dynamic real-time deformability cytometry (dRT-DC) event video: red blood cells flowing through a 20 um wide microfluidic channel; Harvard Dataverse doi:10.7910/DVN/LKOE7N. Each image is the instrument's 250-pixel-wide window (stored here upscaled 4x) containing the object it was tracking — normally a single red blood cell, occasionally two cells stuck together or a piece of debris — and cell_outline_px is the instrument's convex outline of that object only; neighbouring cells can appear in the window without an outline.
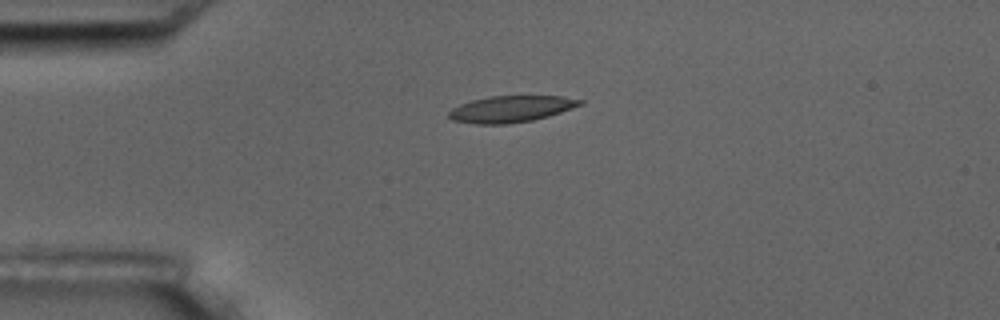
{"species": "common noctule bat (a hibernating species)", "species_latin": "Nyctalus noctula", "temperature_condition": "room temperature", "stored_images_in_passage": 5, "camera_frame_rate_fps": 3000, "um_per_image_px": 0.085, "animal": {"sex": "male", "body_mass_g": 17.5, "forearm_length_mm": 52.3}, "frame": {"image": 1, "passage_image": 4, "time_ms": 4.333, "image_size_px": [1000, 320], "cell_outline_px": [[584, 104], [548, 116], [532, 120], [504, 124], [476, 124], [452, 120], [448, 116], [448, 112], [452, 108], [460, 104], [472, 100], [488, 96], [564, 96], [584, 100]], "centroid_in_image_um": [43.43, 9.25], "position_along_channel_um": 41.6, "area_um2": 20.23}}